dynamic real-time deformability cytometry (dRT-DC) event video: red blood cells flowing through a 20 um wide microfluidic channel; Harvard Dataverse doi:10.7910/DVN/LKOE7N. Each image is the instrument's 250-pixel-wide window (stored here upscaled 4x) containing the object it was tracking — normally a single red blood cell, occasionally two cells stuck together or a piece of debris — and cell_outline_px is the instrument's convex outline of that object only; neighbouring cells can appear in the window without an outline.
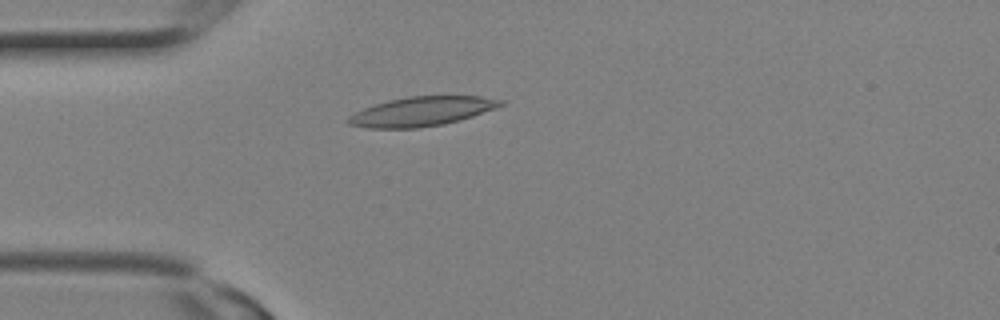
{"species": "Egyptian fruit bat (a non-hibernating species)", "species_latin": "Rousettus aegyptiacus", "temperature_condition": "room temperature", "stored_images_in_passage": 3, "camera_frame_rate_fps": 3000, "um_per_image_px": 0.085, "animal": {"sex": "female"}, "frame": {"image": 1, "passage_image": 3, "time_ms": 0.667, "image_size_px": [1000, 320], "cell_outline_px": [[504, 104], [496, 108], [460, 120], [444, 124], [420, 128], [368, 128], [348, 124], [344, 120], [348, 116], [364, 108], [388, 100], [408, 96], [480, 96], [504, 100]], "centroid_in_image_um": [35.83, 9.47], "position_along_channel_um": 49.2, "area_um2": 26.07}}